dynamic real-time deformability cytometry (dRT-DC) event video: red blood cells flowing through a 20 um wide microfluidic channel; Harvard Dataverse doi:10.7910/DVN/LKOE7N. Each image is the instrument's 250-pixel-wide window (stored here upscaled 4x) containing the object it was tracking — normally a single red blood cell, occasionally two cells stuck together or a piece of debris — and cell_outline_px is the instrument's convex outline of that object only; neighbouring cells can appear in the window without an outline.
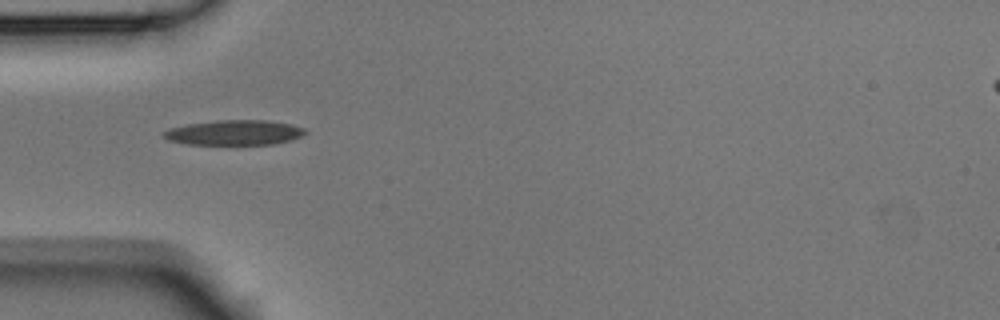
{"species": "Egyptian fruit bat (a non-hibernating species)", "species_latin": "Rousettus aegyptiacus", "temperature_condition": "room temperature", "stored_images_in_passage": 3, "camera_frame_rate_fps": 3000, "um_per_image_px": 0.085, "animal": {"sex": "male"}, "frame": {"image": 1, "passage_image": 1, "time_ms": 0.0, "image_size_px": [1000, 320], "cell_outline_px": [[308, 132], [292, 140], [272, 144], [188, 144], [168, 140], [164, 136], [164, 132], [168, 128], [188, 124], [216, 120], [264, 120], [292, 124], [304, 128]], "centroid_in_image_um": [19.94, 11.26], "position_along_channel_um": 65.1, "area_um2": 20.52}}
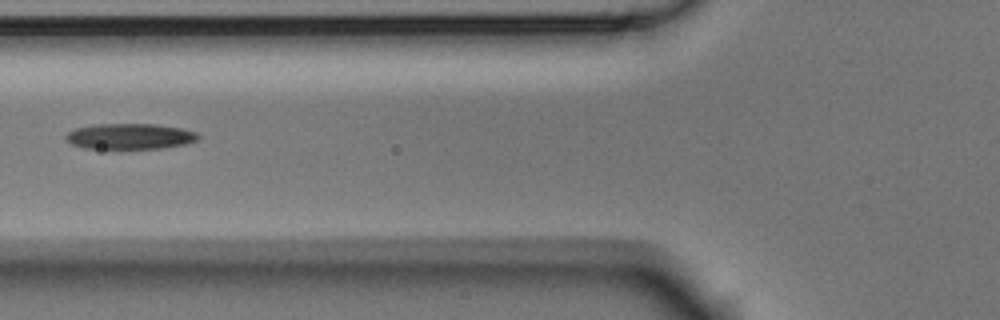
{"frame": {"image": 2, "passage_image": 2, "time_ms": 0.333, "image_size_px": [1000, 320], "cell_outline_px": [[200, 136], [196, 140], [184, 144], [164, 148], [84, 148], [72, 144], [64, 140], [64, 136], [68, 132], [76, 128], [92, 124], [156, 124], [180, 128], [196, 132]], "centroid_in_image_um": [11.0, 11.58], "position_along_channel_um": 114.8, "area_um2": 19.77}}
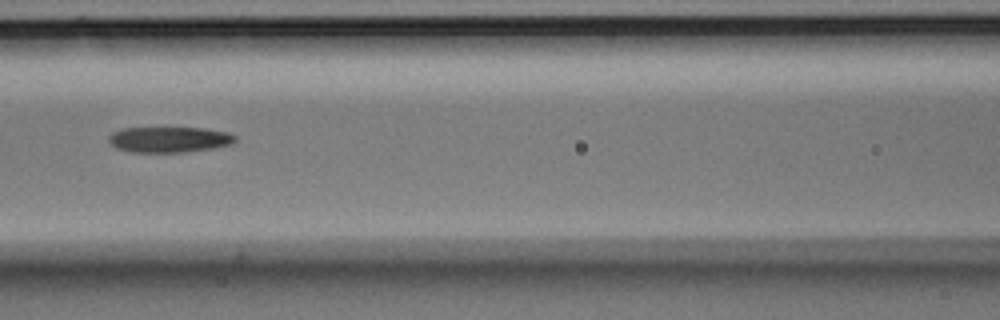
{"frame": {"image": 3, "passage_image": 3, "time_ms": 0.667, "image_size_px": [1000, 320], "cell_outline_px": [[236, 140], [232, 144], [212, 148], [184, 152], [132, 152], [116, 148], [108, 140], [108, 136], [112, 132], [124, 128], [204, 128], [228, 132], [236, 136]], "centroid_in_image_um": [14.39, 11.86], "position_along_channel_um": 152.2, "area_um2": 18.9}}